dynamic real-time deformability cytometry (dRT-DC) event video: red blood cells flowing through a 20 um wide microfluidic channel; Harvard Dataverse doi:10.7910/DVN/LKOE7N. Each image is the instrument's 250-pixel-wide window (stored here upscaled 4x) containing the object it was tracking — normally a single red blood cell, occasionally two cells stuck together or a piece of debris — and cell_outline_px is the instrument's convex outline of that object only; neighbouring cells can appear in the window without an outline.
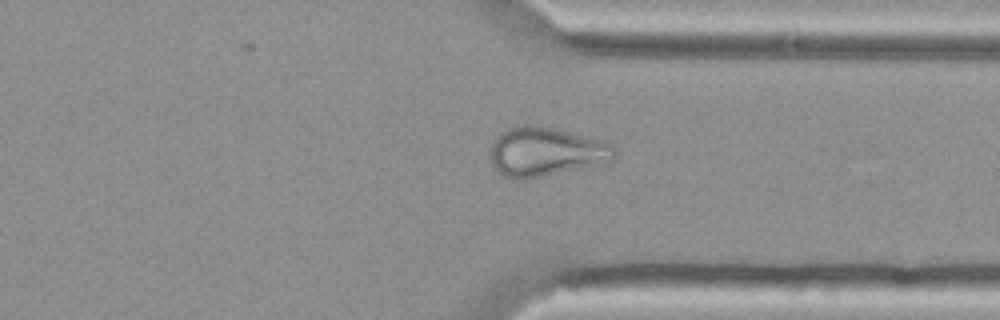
{"species": "Egyptian fruit bat (a non-hibernating species)", "species_latin": "Rousettus aegyptiacus", "temperature_condition": "cold", "stored_images_in_passage": 37, "camera_frame_rate_fps": 3000, "um_per_image_px": 0.085, "animal": {"sex": "female"}, "frame": {"image": 1, "passage_image": 27, "time_ms": 8.667, "image_size_px": [1000, 320], "cell_outline_px": [[616, 160], [600, 164], [524, 180], [516, 180], [504, 176], [492, 164], [488, 152], [488, 148], [496, 136], [504, 128], [516, 124], [528, 124], [552, 128], [600, 140], [612, 144], [616, 148]], "centroid_in_image_um": [46.33, 12.89], "position_along_channel_um": 365.1, "area_um2": 35.95}}